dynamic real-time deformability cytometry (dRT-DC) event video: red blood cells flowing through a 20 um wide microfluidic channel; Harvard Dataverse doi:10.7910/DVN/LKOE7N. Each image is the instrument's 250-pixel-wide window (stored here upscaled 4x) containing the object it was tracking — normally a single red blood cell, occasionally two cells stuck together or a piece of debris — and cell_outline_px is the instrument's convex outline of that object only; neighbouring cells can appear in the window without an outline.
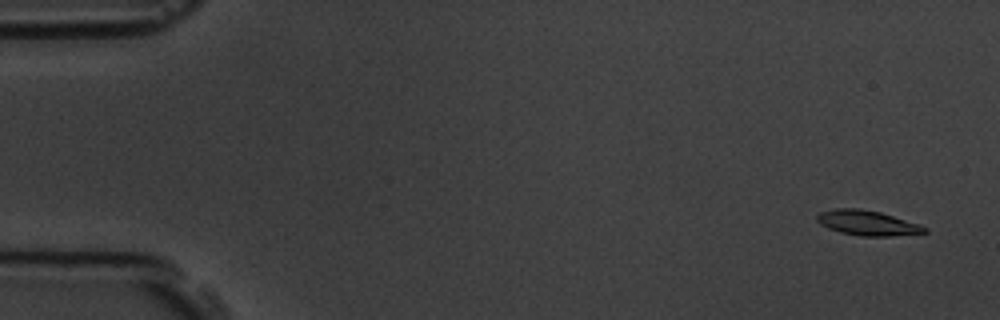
{"species": "common noctule bat (a hibernating species)", "species_latin": "Nyctalus noctula", "temperature_condition": "room temperature", "stored_images_in_passage": 6, "camera_frame_rate_fps": 3000, "um_per_image_px": 0.085, "animal": {"sex": "male", "body_mass_g": 19.5, "forearm_length_mm": 54.6}, "frame": {"image": 1, "passage_image": 1, "time_ms": 0.0, "image_size_px": [1000, 320], "cell_outline_px": [[928, 232], [892, 236], [860, 236], [840, 232], [828, 228], [820, 224], [816, 220], [816, 216], [820, 212], [836, 208], [860, 208], [880, 212], [920, 224], [928, 228]], "centroid_in_image_um": [73.73, 18.95], "position_along_channel_um": 11.3, "area_um2": 15.72}}
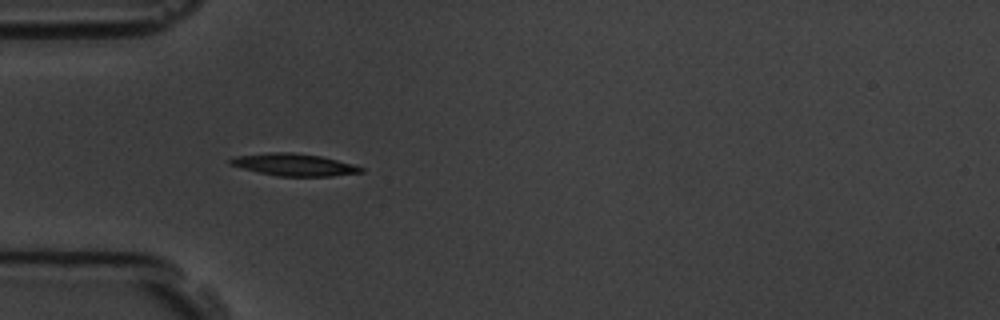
{"frame": {"image": 2, "passage_image": 5, "time_ms": 4.667, "image_size_px": [1000, 320], "cell_outline_px": [[364, 172], [332, 176], [276, 176], [228, 164], [228, 160], [236, 156], [268, 152], [292, 152], [320, 156], [356, 164], [364, 168]], "centroid_in_image_um": [25.04, 13.99], "position_along_channel_um": 60.0, "area_um2": 16.94}}
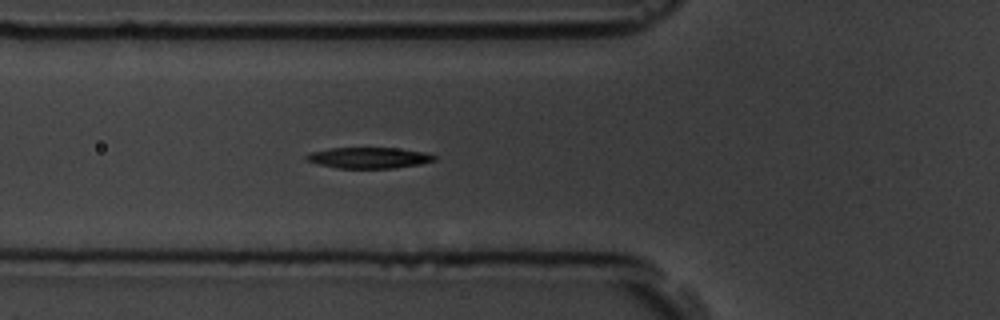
{"frame": {"image": 3, "passage_image": 6, "time_ms": 5.667, "image_size_px": [1000, 320], "cell_outline_px": [[436, 160], [420, 164], [396, 168], [336, 168], [316, 164], [308, 160], [304, 156], [312, 152], [328, 148], [396, 148], [424, 152], [436, 156]], "centroid_in_image_um": [31.35, 13.42], "position_along_channel_um": 94.5, "area_um2": 15.61}}